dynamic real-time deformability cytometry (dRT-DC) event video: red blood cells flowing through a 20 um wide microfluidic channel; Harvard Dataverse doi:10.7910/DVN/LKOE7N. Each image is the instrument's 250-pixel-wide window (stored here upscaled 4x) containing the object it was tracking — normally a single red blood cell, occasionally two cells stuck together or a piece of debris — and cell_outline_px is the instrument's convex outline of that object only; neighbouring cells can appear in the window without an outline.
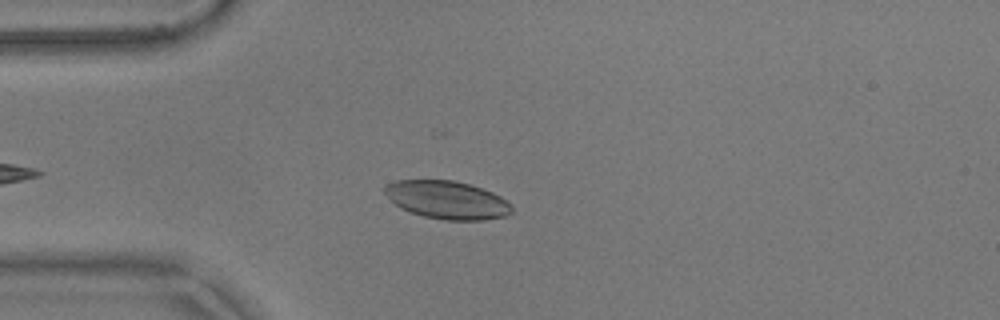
{"species": "common noctule bat (a hibernating species)", "species_latin": "Nyctalus noctula", "temperature_condition": "warm", "stored_images_in_passage": 46, "camera_frame_rate_fps": 3000, "um_per_image_px": 0.085, "animal": {"sex": "male", "body_mass_g": 17.9}, "frame": {"image": 1, "passage_image": 9, "time_ms": 2.667, "image_size_px": [1000, 320], "cell_outline_px": [[512, 212], [504, 216], [484, 220], [444, 220], [424, 216], [408, 212], [400, 208], [384, 192], [384, 184], [396, 180], [452, 180], [468, 184], [492, 192], [500, 196], [512, 204]], "centroid_in_image_um": [37.99, 16.99], "position_along_channel_um": 47.0, "area_um2": 28.15}}